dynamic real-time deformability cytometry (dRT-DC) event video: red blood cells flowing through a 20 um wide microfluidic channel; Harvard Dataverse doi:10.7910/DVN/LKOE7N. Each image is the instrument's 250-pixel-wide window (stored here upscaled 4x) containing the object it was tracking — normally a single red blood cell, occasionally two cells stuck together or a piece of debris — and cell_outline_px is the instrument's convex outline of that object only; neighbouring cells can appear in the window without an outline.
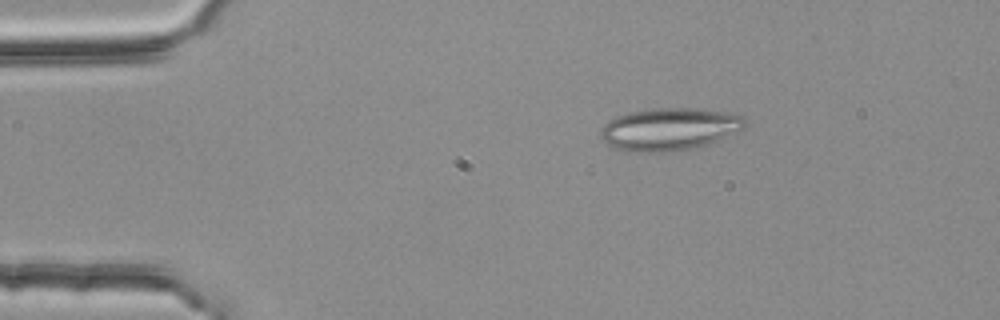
{"species": "common noctule bat (a hibernating species)", "species_latin": "Nyctalus noctula", "temperature_condition": "room temperature", "stored_images_in_passage": 3, "camera_frame_rate_fps": 3000, "um_per_image_px": 0.085, "animal": {"sex": "female", "body_mass_g": 25.1}, "frame": {"image": 1, "passage_image": 1, "time_ms": 0.0, "image_size_px": [1000, 320], "cell_outline_px": [[748, 124], [744, 128], [736, 132], [716, 140], [692, 148], [664, 152], [624, 152], [612, 148], [600, 140], [600, 132], [604, 124], [608, 120], [616, 116], [628, 112], [656, 108], [696, 108], [724, 112], [744, 116]], "centroid_in_image_um": [56.82, 10.98], "position_along_channel_um": 28.2, "area_um2": 35.95}}